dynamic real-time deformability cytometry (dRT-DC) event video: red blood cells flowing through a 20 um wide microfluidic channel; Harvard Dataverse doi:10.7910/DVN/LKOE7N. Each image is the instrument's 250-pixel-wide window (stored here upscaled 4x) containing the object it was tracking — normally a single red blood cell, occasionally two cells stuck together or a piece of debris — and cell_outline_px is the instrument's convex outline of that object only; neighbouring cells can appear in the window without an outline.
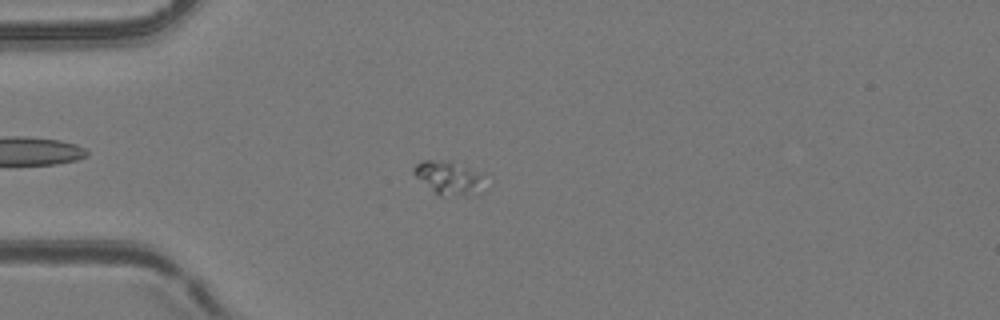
{"species": "common noctule bat (a hibernating species)", "species_latin": "Nyctalus noctula", "temperature_condition": "room temperature", "stored_images_in_passage": 4, "camera_frame_rate_fps": 3000, "um_per_image_px": 0.085, "animal": {"sex": "female", "body_mass_g": 24.6, "forearm_length_mm": 56.2}, "frame": {"image": 1, "passage_image": 4, "time_ms": 4.667, "image_size_px": [1000, 320], "cell_outline_px": [[480, 176], [472, 196], [440, 196], [416, 176], [412, 172], [412, 168], [416, 164], [424, 160], [452, 160], [468, 168]], "centroid_in_image_um": [37.99, 15.09], "position_along_channel_um": 47.0, "area_um2": 12.95}}